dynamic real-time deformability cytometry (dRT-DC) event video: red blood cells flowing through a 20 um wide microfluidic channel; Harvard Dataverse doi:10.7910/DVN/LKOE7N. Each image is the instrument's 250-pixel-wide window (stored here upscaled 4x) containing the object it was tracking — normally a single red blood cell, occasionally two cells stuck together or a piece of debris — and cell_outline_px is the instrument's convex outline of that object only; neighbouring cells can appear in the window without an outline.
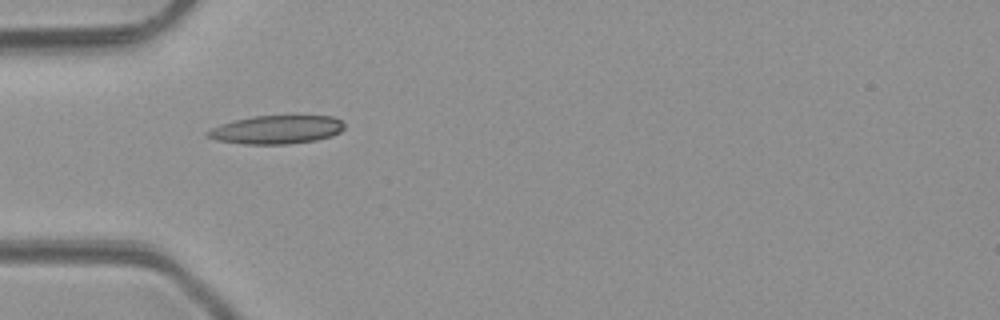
{"species": "common noctule bat (a hibernating species)", "species_latin": "Nyctalus noctula", "temperature_condition": "room temperature", "stored_images_in_passage": 7, "camera_frame_rate_fps": 3000, "um_per_image_px": 0.085, "animal": {"sex": "male", "body_mass_g": 23.1, "forearm_length_mm": 52.7}, "frame": {"image": 1, "passage_image": 5, "time_ms": 4.667, "image_size_px": [1000, 320], "cell_outline_px": [[344, 128], [340, 132], [332, 136], [316, 140], [288, 144], [244, 144], [216, 140], [204, 136], [204, 132], [212, 128], [236, 120], [256, 116], [332, 116], [340, 120], [344, 124]], "centroid_in_image_um": [23.5, 11.03], "position_along_channel_um": 61.5, "area_um2": 22.54}}
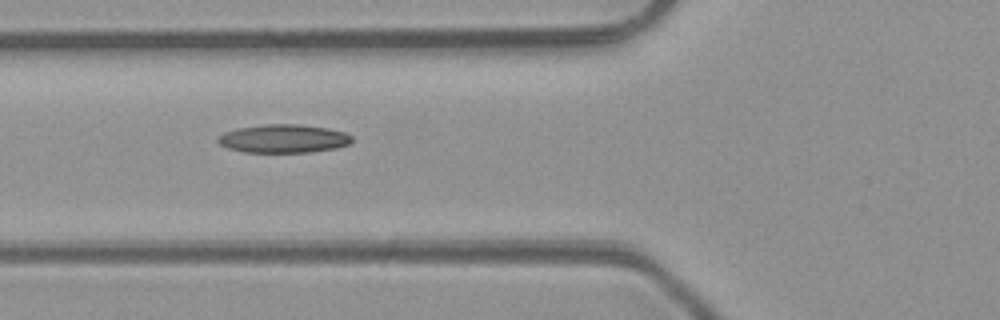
{"frame": {"image": 2, "passage_image": 6, "time_ms": 5.667, "image_size_px": [1000, 320], "cell_outline_px": [[352, 140], [348, 144], [336, 148], [308, 152], [244, 152], [228, 148], [220, 144], [216, 140], [224, 132], [240, 128], [264, 124], [296, 124], [328, 128], [344, 132], [352, 136]], "centroid_in_image_um": [24.1, 11.78], "position_along_channel_um": 101.7, "area_um2": 21.96}}
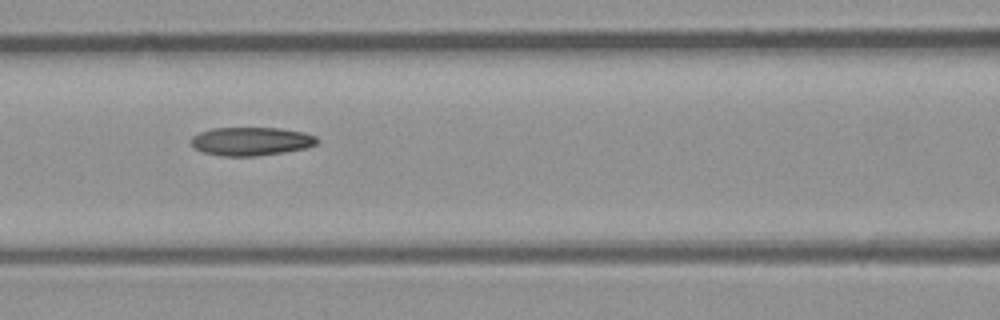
{"frame": {"image": 3, "passage_image": 7, "time_ms": 6.667, "image_size_px": [1000, 320], "cell_outline_px": [[320, 140], [316, 144], [308, 148], [284, 152], [256, 156], [220, 156], [204, 152], [196, 148], [192, 144], [192, 136], [200, 132], [212, 128], [280, 128], [304, 132], [316, 136]], "centroid_in_image_um": [21.39, 12.01], "position_along_channel_um": 145.2, "area_um2": 20.92}}